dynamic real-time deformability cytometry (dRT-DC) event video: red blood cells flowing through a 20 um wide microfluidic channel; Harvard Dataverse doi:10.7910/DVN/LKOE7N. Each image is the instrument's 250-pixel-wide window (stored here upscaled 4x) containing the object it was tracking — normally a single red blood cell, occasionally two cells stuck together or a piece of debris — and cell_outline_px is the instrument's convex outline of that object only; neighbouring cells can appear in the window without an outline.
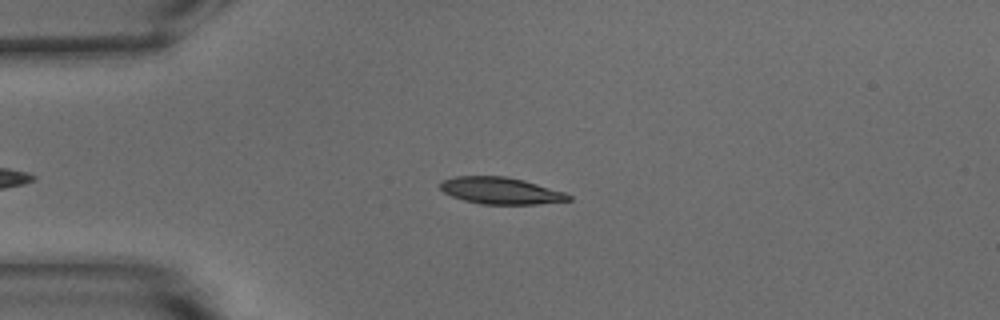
{"species": "common noctule bat (a hibernating species)", "species_latin": "Nyctalus noctula", "temperature_condition": "warm", "stored_images_in_passage": 41, "camera_frame_rate_fps": 3000, "um_per_image_px": 0.085, "animal": {"sex": "male", "body_mass_g": 15.6}, "frame": {"image": 1, "passage_image": 5, "time_ms": 1.333, "image_size_px": [1000, 320], "cell_outline_px": [[572, 200], [536, 204], [480, 204], [464, 200], [452, 196], [444, 192], [440, 188], [440, 180], [452, 176], [504, 176], [524, 180], [564, 192], [572, 196]], "centroid_in_image_um": [42.53, 16.2], "position_along_channel_um": 42.5, "area_um2": 20.06}}
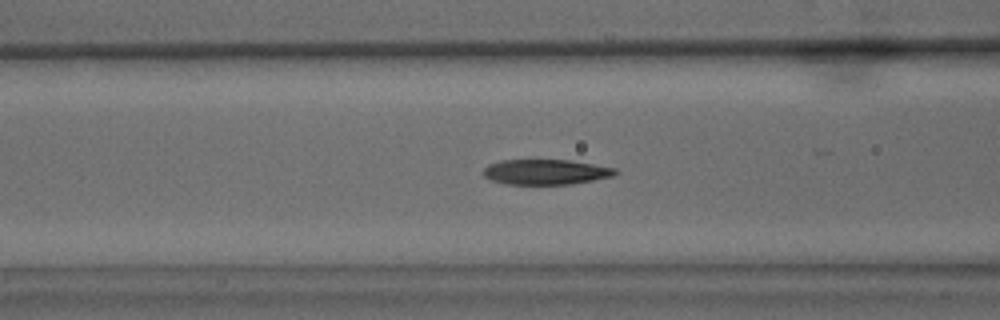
{"frame": {"image": 2, "passage_image": 13, "time_ms": 4.0, "image_size_px": [1000, 320], "cell_outline_px": [[616, 172], [612, 176], [592, 180], [568, 184], [504, 184], [492, 180], [484, 176], [484, 168], [488, 164], [500, 160], [568, 160], [616, 168]], "centroid_in_image_um": [46.33, 14.61], "position_along_channel_um": 120.3, "area_um2": 19.13}}
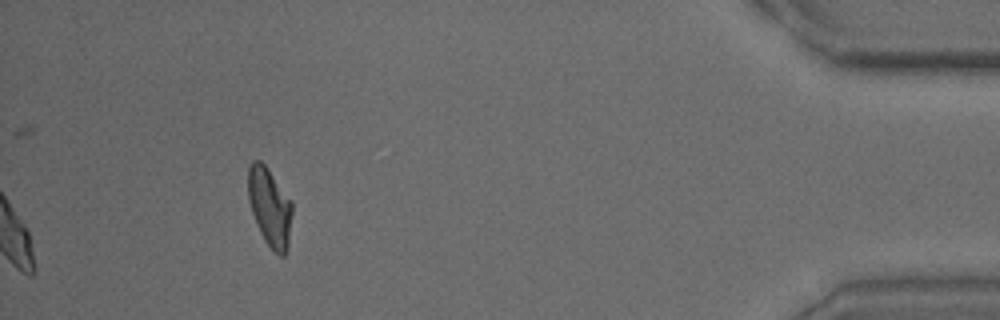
{"frame": {"image": 3, "passage_image": 41, "time_ms": 13.333, "image_size_px": [1000, 320], "cell_outline_px": [[292, 212], [288, 248], [284, 256], [280, 256], [264, 240], [256, 224], [248, 200], [248, 164], [252, 160], [260, 160], [268, 168], [292, 200]], "centroid_in_image_um": [22.93, 17.56], "position_along_channel_um": 412.3, "area_um2": 20.35}, "authors_computed_cell_mechanics": {"area_um2": 20.0566, "velocity_mm_per_s": 3.7782, "shape_relaxation_time_tau1_ms": 6.5658, "shape_relaxation_time_tau2_ms": 1.9927, "deformation_change_tau1": 0.2282, "deformation_change_tau2": 0.0889}}